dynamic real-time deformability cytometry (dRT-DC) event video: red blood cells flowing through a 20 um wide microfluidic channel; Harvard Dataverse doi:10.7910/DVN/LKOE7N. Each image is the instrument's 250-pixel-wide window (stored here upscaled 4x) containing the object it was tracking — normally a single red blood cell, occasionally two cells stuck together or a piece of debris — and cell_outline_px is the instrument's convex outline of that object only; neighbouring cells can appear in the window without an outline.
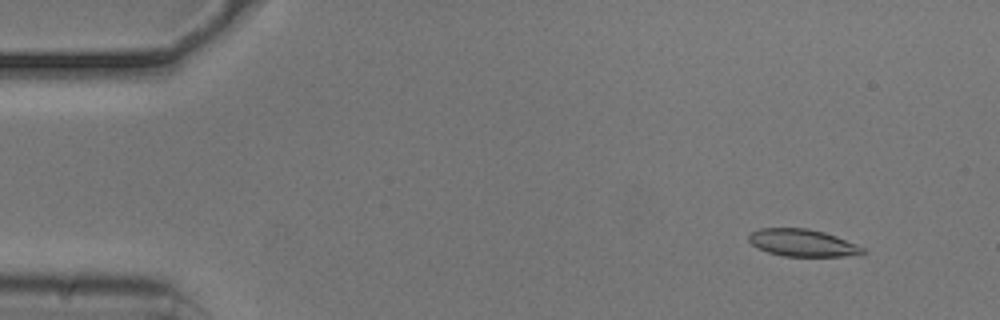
{"species": "common noctule bat (a hibernating species)", "species_latin": "Nyctalus noctula", "temperature_condition": "cold", "stored_images_in_passage": 54, "camera_frame_rate_fps": 3000, "um_per_image_px": 0.085, "animal": {"sex": "male", "body_mass_g": 20.5, "forearm_length_mm": 52.5}, "frame": {"image": 1, "passage_image": 5, "time_ms": 1.333, "image_size_px": [1000, 320], "cell_outline_px": [[868, 252], [864, 256], [784, 256], [768, 252], [756, 248], [748, 240], [748, 236], [752, 232], [760, 228], [808, 228], [824, 232], [836, 236], [856, 244], [864, 248]], "centroid_in_image_um": [68.27, 20.65], "position_along_channel_um": 16.7, "area_um2": 18.32}}
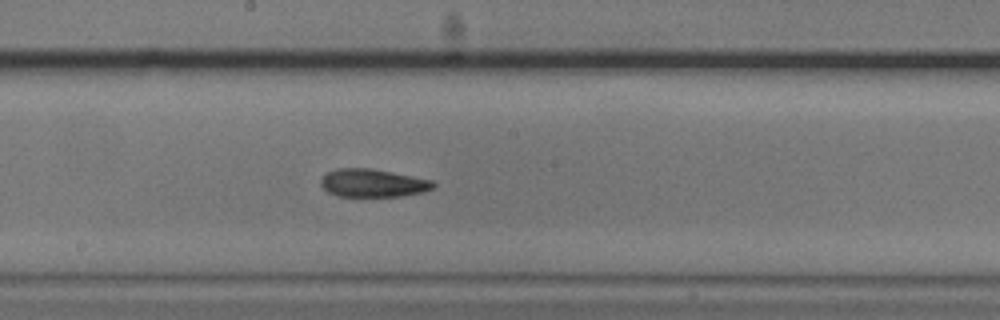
{"frame": {"image": 2, "passage_image": 29, "time_ms": 9.333, "image_size_px": [1000, 320], "cell_outline_px": [[436, 184], [432, 188], [420, 192], [400, 196], [340, 196], [328, 192], [320, 184], [320, 180], [328, 172], [336, 168], [372, 168], [432, 180]], "centroid_in_image_um": [31.67, 15.55], "position_along_channel_um": 216.5, "area_um2": 18.15}}
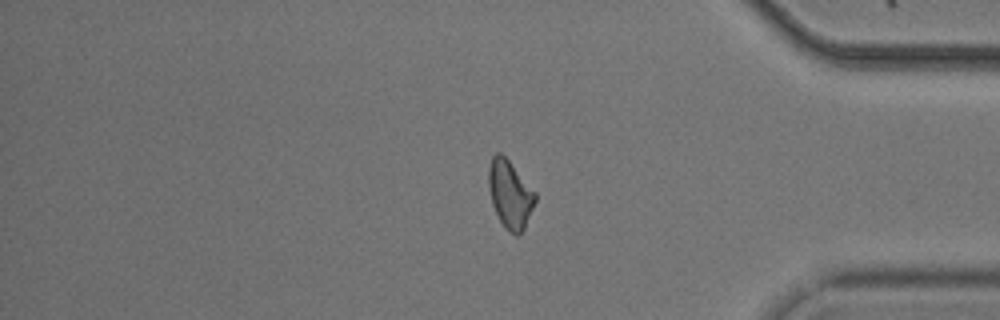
{"frame": {"image": 3, "passage_image": 45, "time_ms": 14.667, "image_size_px": [1000, 320], "cell_outline_px": [[536, 200], [524, 228], [516, 236], [500, 220], [492, 204], [488, 184], [488, 168], [492, 156], [496, 152], [500, 152], [508, 160], [536, 192]], "centroid_in_image_um": [43.34, 16.46], "position_along_channel_um": 391.9, "area_um2": 18.03}, "authors_computed_cell_mechanics": {"area_um2": 18.3515, "velocity_mm_per_s": 3.7216, "shape_relaxation_time_tau1_ms": 6.4967, "shape_relaxation_time_tau2_ms": 5.6193, "deformation_change_tau1": 0.1629, "deformation_change_tau2": 0.1281}}